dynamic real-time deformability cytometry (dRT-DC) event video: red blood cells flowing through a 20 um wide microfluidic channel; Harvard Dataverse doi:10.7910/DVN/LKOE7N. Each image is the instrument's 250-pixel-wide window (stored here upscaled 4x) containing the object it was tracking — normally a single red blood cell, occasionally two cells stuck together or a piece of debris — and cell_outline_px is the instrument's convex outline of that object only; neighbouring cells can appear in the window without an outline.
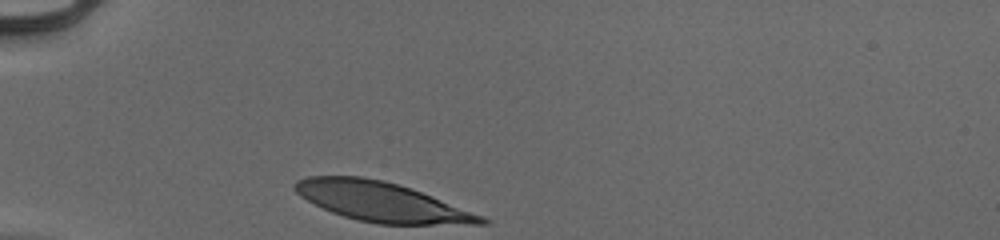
{"species": "human", "species_latin": "Homo sapiens", "temperature_condition": "cold", "stored_images_in_passage": 29, "camera_frame_rate_fps": 3000, "um_per_image_px": 0.085, "donor": {"sex": "male"}, "frame": {"image": 1, "passage_image": 1, "time_ms": 0.0, "image_size_px": [1000, 240], "cell_outline_px": [[492, 220], [488, 224], [376, 224], [356, 220], [332, 212], [300, 196], [292, 188], [292, 184], [296, 180], [308, 176], [360, 176], [384, 180], [432, 196], [484, 216]], "centroid_in_image_um": [32.42, 17.15], "position_along_channel_um": 52.6, "area_um2": 42.6}}
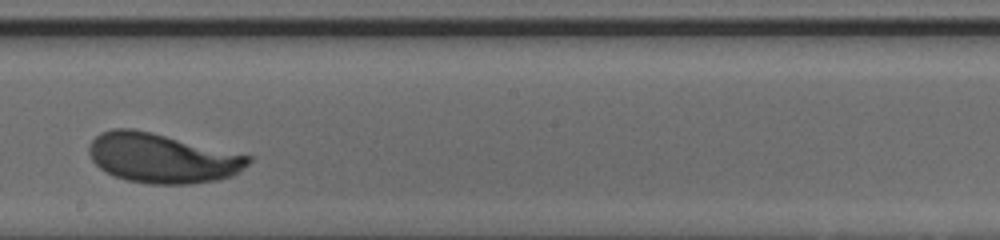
{"frame": {"image": 2, "passage_image": 17, "time_ms": 5.333, "image_size_px": [1000, 240], "cell_outline_px": [[252, 160], [248, 164], [232, 176], [216, 180], [192, 184], [152, 184], [128, 180], [116, 176], [100, 168], [92, 160], [88, 152], [88, 148], [92, 140], [100, 132], [112, 128], [132, 128], [252, 156]], "centroid_in_image_um": [13.76, 13.44], "position_along_channel_um": 234.4, "area_um2": 45.6}}
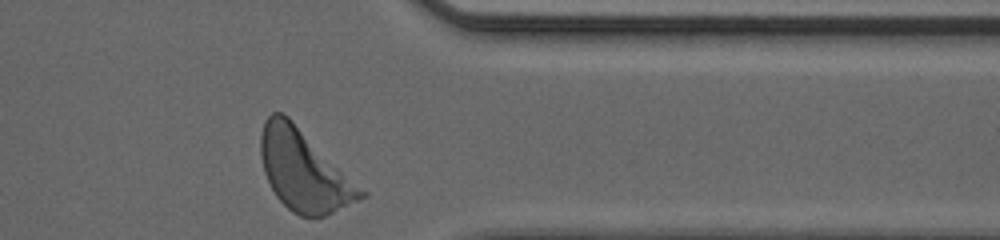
{"frame": {"image": 3, "passage_image": 29, "time_ms": 9.333, "image_size_px": [1000, 240], "cell_outline_px": [[368, 196], [324, 216], [300, 216], [292, 212], [276, 196], [264, 172], [260, 156], [260, 136], [264, 120], [272, 112], [284, 112], [368, 192]], "centroid_in_image_um": [25.84, 14.48], "position_along_channel_um": 385.6, "area_um2": 47.22}, "authors_computed_cell_mechanics": {"area_um2": 45.1418, "velocity_mm_per_s": 3.8926, "shape_relaxation_time_tau1_ms": 1.717, "shape_relaxation_time_tau2_ms": null, "deformation_change_tau1": 0.133, "deformation_change_tau2": null}}